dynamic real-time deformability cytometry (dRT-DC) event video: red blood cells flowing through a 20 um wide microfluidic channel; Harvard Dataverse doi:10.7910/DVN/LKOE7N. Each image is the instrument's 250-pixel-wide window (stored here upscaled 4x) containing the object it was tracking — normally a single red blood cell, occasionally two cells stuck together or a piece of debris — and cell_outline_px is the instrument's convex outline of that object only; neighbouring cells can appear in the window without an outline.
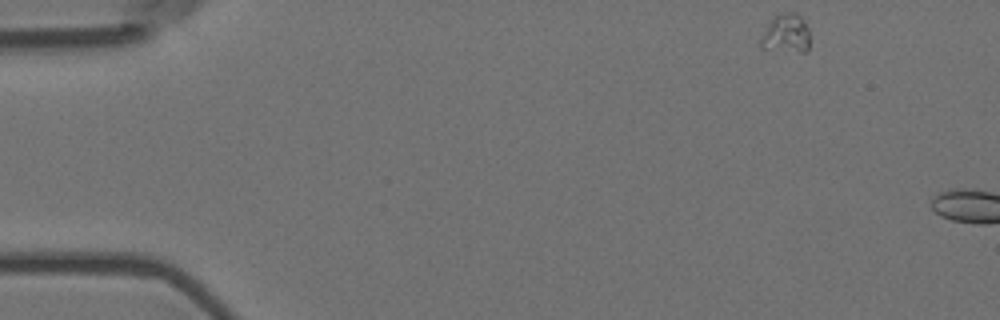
{"species": "Egyptian fruit bat (a non-hibernating species)", "species_latin": "Rousettus aegyptiacus", "temperature_condition": "room temperature", "stored_images_in_passage": 2, "camera_frame_rate_fps": 3000, "um_per_image_px": 0.085, "animal": {"sex": "female"}, "frame": {"image": 1, "passage_image": 1, "time_ms": 0.0, "image_size_px": [1000, 320], "cell_outline_px": [[808, 48], [804, 52], [800, 52], [760, 48], [760, 40], [768, 24], [780, 12], [796, 12], [804, 20], [808, 28]], "centroid_in_image_um": [66.82, 2.85], "position_along_channel_um": 18.2, "area_um2": 10.98}}